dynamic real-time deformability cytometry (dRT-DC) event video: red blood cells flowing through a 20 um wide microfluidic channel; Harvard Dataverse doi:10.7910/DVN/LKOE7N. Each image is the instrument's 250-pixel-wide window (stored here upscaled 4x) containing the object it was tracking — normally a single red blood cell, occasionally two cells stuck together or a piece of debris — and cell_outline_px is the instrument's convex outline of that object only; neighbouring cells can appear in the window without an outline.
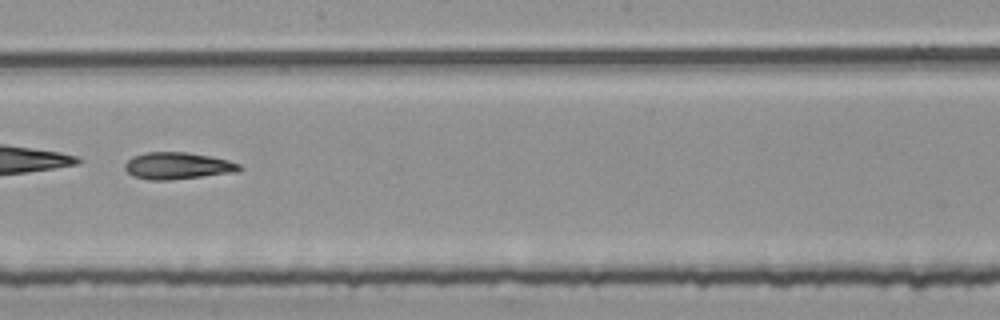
{"species": "common noctule bat (a hibernating species)", "species_latin": "Nyctalus noctula", "temperature_condition": "room temperature", "stored_images_in_passage": 39, "camera_frame_rate_fps": 3000, "um_per_image_px": 0.085, "animal": {"sex": "female", "body_mass_g": 25.1}, "frame": {"image": 1, "passage_image": 17, "time_ms": 5.333, "image_size_px": [1000, 320], "cell_outline_px": [[244, 168], [240, 172], [172, 180], [148, 180], [132, 176], [124, 168], [124, 164], [132, 156], [148, 152], [188, 152], [212, 156], [228, 160], [240, 164]], "centroid_in_image_um": [15.14, 14.1], "position_along_channel_um": 233.1, "area_um2": 18.32}, "authors_computed_cell_mechanics": {"area_um2": 18.496, "velocity_mm_per_s": 3.7764, "shape_relaxation_time_tau1_ms": 1.1817, "shape_relaxation_time_tau2_ms": 6.4702, "deformation_change_tau1": 0.2379, "deformation_change_tau2": 0.1639}}